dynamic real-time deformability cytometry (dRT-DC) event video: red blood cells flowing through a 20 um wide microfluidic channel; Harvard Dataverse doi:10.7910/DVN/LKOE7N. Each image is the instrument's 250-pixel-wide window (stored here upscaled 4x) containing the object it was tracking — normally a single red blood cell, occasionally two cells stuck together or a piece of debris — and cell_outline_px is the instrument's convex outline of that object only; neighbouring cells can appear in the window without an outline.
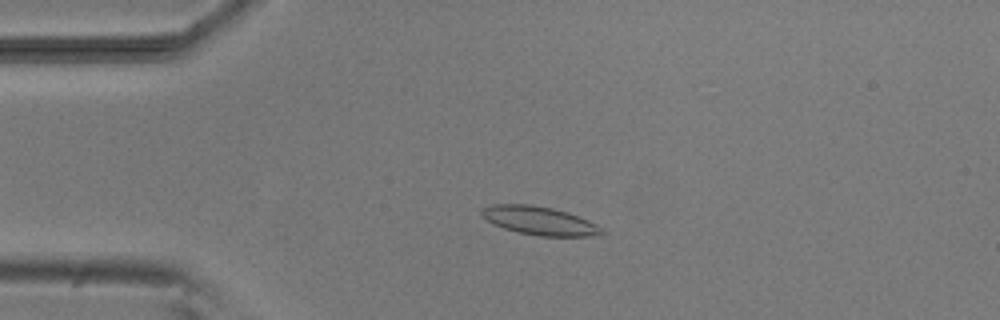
{"species": "common noctule bat (a hibernating species)", "species_latin": "Nyctalus noctula", "temperature_condition": "room temperature", "stored_images_in_passage": 53, "camera_frame_rate_fps": 3000, "um_per_image_px": 0.085, "animal": {"sex": "male", "body_mass_g": 20.5, "forearm_length_mm": 52.5}, "frame": {"image": 1, "passage_image": 12, "time_ms": 3.667, "image_size_px": [1000, 320], "cell_outline_px": [[604, 232], [600, 236], [540, 236], [520, 232], [504, 228], [492, 224], [480, 212], [484, 208], [492, 204], [528, 204], [552, 208], [568, 212], [588, 220], [596, 224]], "centroid_in_image_um": [45.88, 18.76], "position_along_channel_um": 39.1, "area_um2": 19.71}}
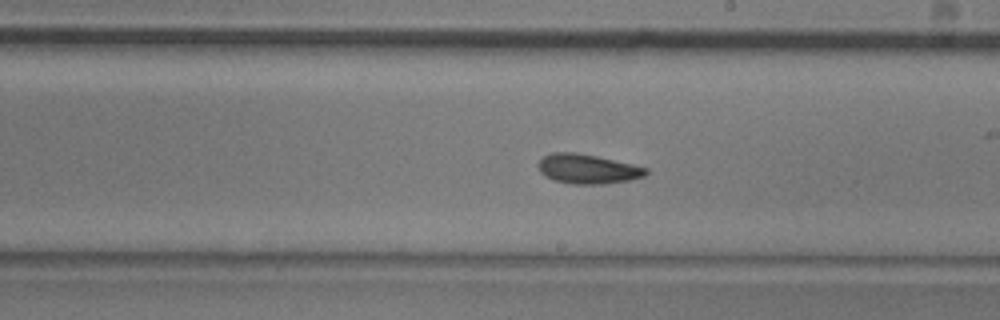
{"frame": {"image": 2, "passage_image": 30, "time_ms": 9.667, "image_size_px": [1000, 320], "cell_outline_px": [[648, 172], [644, 176], [632, 180], [604, 184], [572, 184], [552, 180], [544, 176], [540, 172], [536, 164], [540, 156], [552, 152], [576, 152], [596, 156], [632, 164], [648, 168]], "centroid_in_image_um": [49.89, 14.36], "position_along_channel_um": 239.1, "area_um2": 18.9}}
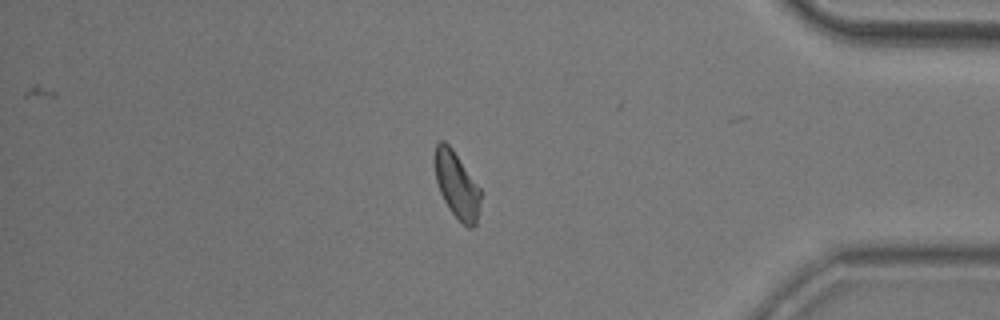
{"frame": {"image": 3, "passage_image": 45, "time_ms": 14.667, "image_size_px": [1000, 320], "cell_outline_px": [[480, 200], [476, 224], [472, 228], [468, 228], [448, 208], [440, 192], [436, 180], [436, 144], [440, 140], [444, 140], [452, 148], [480, 188]], "centroid_in_image_um": [38.84, 15.74], "position_along_channel_um": 396.4, "area_um2": 17.22}, "authors_computed_cell_mechanics": {"area_um2": 18.3804, "velocity_mm_per_s": 3.7893, "shape_relaxation_time_tau1_ms": 6.6187, "shape_relaxation_time_tau2_ms": 4.4936, "deformation_change_tau1": 0.1467, "deformation_change_tau2": 0.1086}}